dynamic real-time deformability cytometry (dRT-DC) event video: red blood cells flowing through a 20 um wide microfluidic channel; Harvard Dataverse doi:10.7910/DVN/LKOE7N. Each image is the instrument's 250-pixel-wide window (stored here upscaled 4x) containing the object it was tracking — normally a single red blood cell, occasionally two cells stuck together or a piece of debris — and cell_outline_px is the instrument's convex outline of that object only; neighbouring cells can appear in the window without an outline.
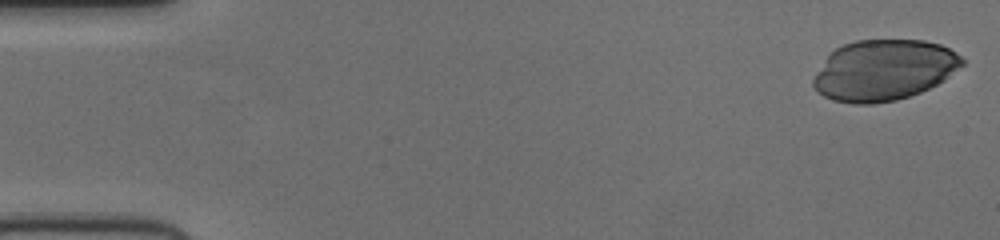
{"species": "human", "species_latin": "Homo sapiens", "temperature_condition": "cold", "stored_images_in_passage": 52, "camera_frame_rate_fps": 3000, "um_per_image_px": 0.085, "donor": {"sex": "female"}, "frame": {"image": 1, "passage_image": 1, "time_ms": 0.0, "image_size_px": [1000, 240], "cell_outline_px": [[964, 64], [944, 80], [920, 92], [896, 100], [872, 104], [852, 104], [832, 100], [824, 96], [812, 84], [812, 80], [828, 56], [836, 48], [844, 44], [856, 40], [924, 40], [940, 44], [948, 48], [960, 56], [964, 60]], "centroid_in_image_um": [75.14, 5.96], "position_along_channel_um": 9.9, "area_um2": 52.37}}
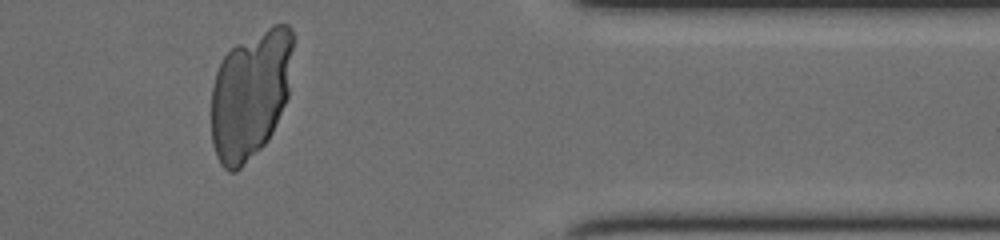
{"frame": {"image": 2, "passage_image": 43, "time_ms": 14.0, "image_size_px": [1000, 240], "cell_outline_px": [[292, 48], [288, 96], [272, 132], [268, 140], [236, 172], [228, 172], [220, 164], [216, 156], [212, 144], [212, 88], [216, 72], [224, 56], [236, 44], [272, 24], [288, 24], [292, 28]], "centroid_in_image_um": [21.28, 8.02], "position_along_channel_um": 390.1, "area_um2": 61.15}}
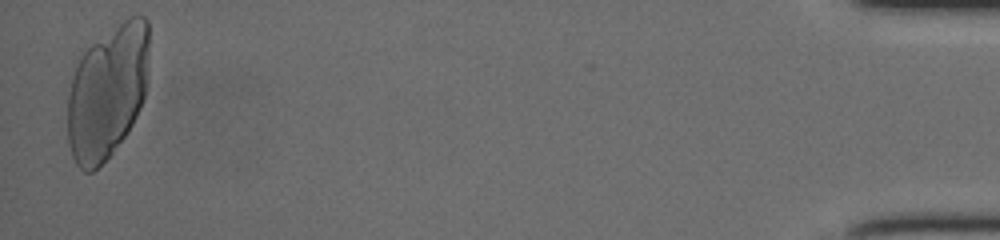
{"frame": {"image": 3, "passage_image": 51, "time_ms": 16.667, "image_size_px": [1000, 240], "cell_outline_px": [[148, 56], [144, 96], [140, 108], [128, 132], [112, 152], [92, 172], [84, 172], [76, 164], [72, 156], [68, 140], [68, 96], [72, 76], [80, 56], [92, 44], [124, 20], [132, 16], [144, 16], [148, 20]], "centroid_in_image_um": [9.12, 7.82], "position_along_channel_um": 426.1, "area_um2": 62.94}}